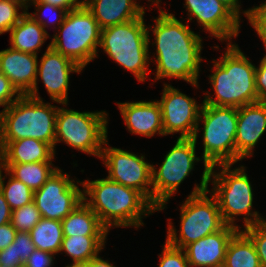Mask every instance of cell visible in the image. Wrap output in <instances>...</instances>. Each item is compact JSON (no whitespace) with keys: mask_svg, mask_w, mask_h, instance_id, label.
Wrapping results in <instances>:
<instances>
[{"mask_svg":"<svg viewBox=\"0 0 266 267\" xmlns=\"http://www.w3.org/2000/svg\"><path fill=\"white\" fill-rule=\"evenodd\" d=\"M52 162L28 164H1L14 178L23 182L33 192L39 190L47 179L58 169L51 167Z\"/></svg>","mask_w":266,"mask_h":267,"instance_id":"obj_27","label":"cell"},{"mask_svg":"<svg viewBox=\"0 0 266 267\" xmlns=\"http://www.w3.org/2000/svg\"><path fill=\"white\" fill-rule=\"evenodd\" d=\"M24 7L13 0H0V34L10 31L25 14L19 13V9Z\"/></svg>","mask_w":266,"mask_h":267,"instance_id":"obj_31","label":"cell"},{"mask_svg":"<svg viewBox=\"0 0 266 267\" xmlns=\"http://www.w3.org/2000/svg\"><path fill=\"white\" fill-rule=\"evenodd\" d=\"M24 263L15 252V244L12 242L5 249L0 250V267H23Z\"/></svg>","mask_w":266,"mask_h":267,"instance_id":"obj_39","label":"cell"},{"mask_svg":"<svg viewBox=\"0 0 266 267\" xmlns=\"http://www.w3.org/2000/svg\"><path fill=\"white\" fill-rule=\"evenodd\" d=\"M13 1H16L18 2L20 5H22L26 10H28V6L27 4H30L29 1H32V0H13Z\"/></svg>","mask_w":266,"mask_h":267,"instance_id":"obj_46","label":"cell"},{"mask_svg":"<svg viewBox=\"0 0 266 267\" xmlns=\"http://www.w3.org/2000/svg\"><path fill=\"white\" fill-rule=\"evenodd\" d=\"M38 250L58 254L63 240L61 221L41 218L29 232Z\"/></svg>","mask_w":266,"mask_h":267,"instance_id":"obj_28","label":"cell"},{"mask_svg":"<svg viewBox=\"0 0 266 267\" xmlns=\"http://www.w3.org/2000/svg\"><path fill=\"white\" fill-rule=\"evenodd\" d=\"M161 101L164 135L181 132L179 138L198 137L199 114L202 108L196 101L171 85H164Z\"/></svg>","mask_w":266,"mask_h":267,"instance_id":"obj_14","label":"cell"},{"mask_svg":"<svg viewBox=\"0 0 266 267\" xmlns=\"http://www.w3.org/2000/svg\"><path fill=\"white\" fill-rule=\"evenodd\" d=\"M214 73L209 76L215 100L205 94L203 104L239 108L258 102L255 88L256 67L246 58L238 45L228 43L219 61H213ZM207 95V96H206Z\"/></svg>","mask_w":266,"mask_h":267,"instance_id":"obj_3","label":"cell"},{"mask_svg":"<svg viewBox=\"0 0 266 267\" xmlns=\"http://www.w3.org/2000/svg\"><path fill=\"white\" fill-rule=\"evenodd\" d=\"M203 117V118H202ZM204 122V167L235 163L237 108L202 104L198 121Z\"/></svg>","mask_w":266,"mask_h":267,"instance_id":"obj_9","label":"cell"},{"mask_svg":"<svg viewBox=\"0 0 266 267\" xmlns=\"http://www.w3.org/2000/svg\"><path fill=\"white\" fill-rule=\"evenodd\" d=\"M210 167H204L200 186L196 185L193 192L181 206L180 234L169 223L166 241L177 248L184 249L190 243L222 230L227 224L223 221L216 198L207 197ZM179 238V239H178Z\"/></svg>","mask_w":266,"mask_h":267,"instance_id":"obj_5","label":"cell"},{"mask_svg":"<svg viewBox=\"0 0 266 267\" xmlns=\"http://www.w3.org/2000/svg\"><path fill=\"white\" fill-rule=\"evenodd\" d=\"M101 112H78L58 108L55 128V145L60 141L78 151L100 158L102 145L107 143V116Z\"/></svg>","mask_w":266,"mask_h":267,"instance_id":"obj_10","label":"cell"},{"mask_svg":"<svg viewBox=\"0 0 266 267\" xmlns=\"http://www.w3.org/2000/svg\"><path fill=\"white\" fill-rule=\"evenodd\" d=\"M41 218L40 212L33 201L23 207L12 210L10 223L17 232H30Z\"/></svg>","mask_w":266,"mask_h":267,"instance_id":"obj_30","label":"cell"},{"mask_svg":"<svg viewBox=\"0 0 266 267\" xmlns=\"http://www.w3.org/2000/svg\"><path fill=\"white\" fill-rule=\"evenodd\" d=\"M148 1H152V0H148ZM152 2H155V4H159L160 0H153Z\"/></svg>","mask_w":266,"mask_h":267,"instance_id":"obj_49","label":"cell"},{"mask_svg":"<svg viewBox=\"0 0 266 267\" xmlns=\"http://www.w3.org/2000/svg\"><path fill=\"white\" fill-rule=\"evenodd\" d=\"M244 14L257 31L266 49V2L260 6L244 11Z\"/></svg>","mask_w":266,"mask_h":267,"instance_id":"obj_34","label":"cell"},{"mask_svg":"<svg viewBox=\"0 0 266 267\" xmlns=\"http://www.w3.org/2000/svg\"><path fill=\"white\" fill-rule=\"evenodd\" d=\"M223 267H261L254 243L243 230L231 238Z\"/></svg>","mask_w":266,"mask_h":267,"instance_id":"obj_25","label":"cell"},{"mask_svg":"<svg viewBox=\"0 0 266 267\" xmlns=\"http://www.w3.org/2000/svg\"><path fill=\"white\" fill-rule=\"evenodd\" d=\"M2 170L10 176L7 185L4 184ZM0 190L3 192L11 210L23 207L33 202L34 192L20 180L14 178L6 169L0 167Z\"/></svg>","mask_w":266,"mask_h":267,"instance_id":"obj_29","label":"cell"},{"mask_svg":"<svg viewBox=\"0 0 266 267\" xmlns=\"http://www.w3.org/2000/svg\"><path fill=\"white\" fill-rule=\"evenodd\" d=\"M85 7L101 30L139 18L145 12L134 0H89Z\"/></svg>","mask_w":266,"mask_h":267,"instance_id":"obj_21","label":"cell"},{"mask_svg":"<svg viewBox=\"0 0 266 267\" xmlns=\"http://www.w3.org/2000/svg\"><path fill=\"white\" fill-rule=\"evenodd\" d=\"M13 243L15 244L16 255L23 263L36 249L29 232H17Z\"/></svg>","mask_w":266,"mask_h":267,"instance_id":"obj_35","label":"cell"},{"mask_svg":"<svg viewBox=\"0 0 266 267\" xmlns=\"http://www.w3.org/2000/svg\"><path fill=\"white\" fill-rule=\"evenodd\" d=\"M54 148L45 142L24 138L10 141L1 150V164H28L35 162H52Z\"/></svg>","mask_w":266,"mask_h":267,"instance_id":"obj_23","label":"cell"},{"mask_svg":"<svg viewBox=\"0 0 266 267\" xmlns=\"http://www.w3.org/2000/svg\"><path fill=\"white\" fill-rule=\"evenodd\" d=\"M88 267H115L110 264L108 261L103 260L101 257L96 256L90 259L88 262Z\"/></svg>","mask_w":266,"mask_h":267,"instance_id":"obj_44","label":"cell"},{"mask_svg":"<svg viewBox=\"0 0 266 267\" xmlns=\"http://www.w3.org/2000/svg\"><path fill=\"white\" fill-rule=\"evenodd\" d=\"M47 21L33 16L27 11L20 18L19 22L10 30L11 48L37 55L38 49L42 46L49 34L45 30Z\"/></svg>","mask_w":266,"mask_h":267,"instance_id":"obj_22","label":"cell"},{"mask_svg":"<svg viewBox=\"0 0 266 267\" xmlns=\"http://www.w3.org/2000/svg\"><path fill=\"white\" fill-rule=\"evenodd\" d=\"M159 256H161L159 267H190L185 251L170 245L167 241Z\"/></svg>","mask_w":266,"mask_h":267,"instance_id":"obj_33","label":"cell"},{"mask_svg":"<svg viewBox=\"0 0 266 267\" xmlns=\"http://www.w3.org/2000/svg\"><path fill=\"white\" fill-rule=\"evenodd\" d=\"M216 166L222 168L219 173H214L213 171ZM231 166L232 164L215 165L211 167L209 173V182L211 176L214 177L212 195L218 202L223 221L227 225L236 226L237 228L239 227L234 224V216L238 215H244L245 227L265 222L258 212L251 213L253 191L244 166L233 170L230 169Z\"/></svg>","mask_w":266,"mask_h":267,"instance_id":"obj_7","label":"cell"},{"mask_svg":"<svg viewBox=\"0 0 266 267\" xmlns=\"http://www.w3.org/2000/svg\"><path fill=\"white\" fill-rule=\"evenodd\" d=\"M159 11L153 27L157 54L155 80L174 77L197 87L202 39L173 14Z\"/></svg>","mask_w":266,"mask_h":267,"instance_id":"obj_1","label":"cell"},{"mask_svg":"<svg viewBox=\"0 0 266 267\" xmlns=\"http://www.w3.org/2000/svg\"><path fill=\"white\" fill-rule=\"evenodd\" d=\"M0 167H1V147H0Z\"/></svg>","mask_w":266,"mask_h":267,"instance_id":"obj_50","label":"cell"},{"mask_svg":"<svg viewBox=\"0 0 266 267\" xmlns=\"http://www.w3.org/2000/svg\"><path fill=\"white\" fill-rule=\"evenodd\" d=\"M12 210L7 203L3 192L0 190V226L10 223Z\"/></svg>","mask_w":266,"mask_h":267,"instance_id":"obj_42","label":"cell"},{"mask_svg":"<svg viewBox=\"0 0 266 267\" xmlns=\"http://www.w3.org/2000/svg\"><path fill=\"white\" fill-rule=\"evenodd\" d=\"M61 34H55L50 47L70 58L82 69L97 57L101 28L92 13L85 6L67 12Z\"/></svg>","mask_w":266,"mask_h":267,"instance_id":"obj_8","label":"cell"},{"mask_svg":"<svg viewBox=\"0 0 266 267\" xmlns=\"http://www.w3.org/2000/svg\"><path fill=\"white\" fill-rule=\"evenodd\" d=\"M64 236H107L108 230L84 201L62 221Z\"/></svg>","mask_w":266,"mask_h":267,"instance_id":"obj_24","label":"cell"},{"mask_svg":"<svg viewBox=\"0 0 266 267\" xmlns=\"http://www.w3.org/2000/svg\"><path fill=\"white\" fill-rule=\"evenodd\" d=\"M16 233L11 223L0 226V250L5 249L14 241Z\"/></svg>","mask_w":266,"mask_h":267,"instance_id":"obj_41","label":"cell"},{"mask_svg":"<svg viewBox=\"0 0 266 267\" xmlns=\"http://www.w3.org/2000/svg\"><path fill=\"white\" fill-rule=\"evenodd\" d=\"M188 15L210 32L212 36L222 40H230L238 36L240 19L219 0H185Z\"/></svg>","mask_w":266,"mask_h":267,"instance_id":"obj_15","label":"cell"},{"mask_svg":"<svg viewBox=\"0 0 266 267\" xmlns=\"http://www.w3.org/2000/svg\"><path fill=\"white\" fill-rule=\"evenodd\" d=\"M58 108L28 95L20 96L0 112L1 150L10 142L33 138L55 148Z\"/></svg>","mask_w":266,"mask_h":267,"instance_id":"obj_4","label":"cell"},{"mask_svg":"<svg viewBox=\"0 0 266 267\" xmlns=\"http://www.w3.org/2000/svg\"><path fill=\"white\" fill-rule=\"evenodd\" d=\"M243 231L254 243L261 267H266V221L245 227Z\"/></svg>","mask_w":266,"mask_h":267,"instance_id":"obj_32","label":"cell"},{"mask_svg":"<svg viewBox=\"0 0 266 267\" xmlns=\"http://www.w3.org/2000/svg\"><path fill=\"white\" fill-rule=\"evenodd\" d=\"M196 143L194 138H178L159 170L152 165V205L157 210L165 208V203L193 170L194 163L201 160L195 155Z\"/></svg>","mask_w":266,"mask_h":267,"instance_id":"obj_11","label":"cell"},{"mask_svg":"<svg viewBox=\"0 0 266 267\" xmlns=\"http://www.w3.org/2000/svg\"><path fill=\"white\" fill-rule=\"evenodd\" d=\"M81 70L77 63L56 52L49 44L37 68V78L41 77L53 101L67 105L69 74L81 73Z\"/></svg>","mask_w":266,"mask_h":267,"instance_id":"obj_16","label":"cell"},{"mask_svg":"<svg viewBox=\"0 0 266 267\" xmlns=\"http://www.w3.org/2000/svg\"><path fill=\"white\" fill-rule=\"evenodd\" d=\"M128 130L133 134L152 137L164 135L161 107L158 101L117 103Z\"/></svg>","mask_w":266,"mask_h":267,"instance_id":"obj_20","label":"cell"},{"mask_svg":"<svg viewBox=\"0 0 266 267\" xmlns=\"http://www.w3.org/2000/svg\"><path fill=\"white\" fill-rule=\"evenodd\" d=\"M77 6H86L89 0H83V1H78V0H72Z\"/></svg>","mask_w":266,"mask_h":267,"instance_id":"obj_47","label":"cell"},{"mask_svg":"<svg viewBox=\"0 0 266 267\" xmlns=\"http://www.w3.org/2000/svg\"><path fill=\"white\" fill-rule=\"evenodd\" d=\"M67 267H88L87 263H77V264H73L72 265H68Z\"/></svg>","mask_w":266,"mask_h":267,"instance_id":"obj_48","label":"cell"},{"mask_svg":"<svg viewBox=\"0 0 266 267\" xmlns=\"http://www.w3.org/2000/svg\"><path fill=\"white\" fill-rule=\"evenodd\" d=\"M106 236H64L60 252L69 254L73 264L87 263L98 256L105 245Z\"/></svg>","mask_w":266,"mask_h":267,"instance_id":"obj_26","label":"cell"},{"mask_svg":"<svg viewBox=\"0 0 266 267\" xmlns=\"http://www.w3.org/2000/svg\"><path fill=\"white\" fill-rule=\"evenodd\" d=\"M37 55L7 48L0 51V72L22 95L40 99L37 89Z\"/></svg>","mask_w":266,"mask_h":267,"instance_id":"obj_17","label":"cell"},{"mask_svg":"<svg viewBox=\"0 0 266 267\" xmlns=\"http://www.w3.org/2000/svg\"><path fill=\"white\" fill-rule=\"evenodd\" d=\"M144 14L134 20L101 30L100 47L120 66L131 71L139 82L146 79L149 58V30Z\"/></svg>","mask_w":266,"mask_h":267,"instance_id":"obj_6","label":"cell"},{"mask_svg":"<svg viewBox=\"0 0 266 267\" xmlns=\"http://www.w3.org/2000/svg\"><path fill=\"white\" fill-rule=\"evenodd\" d=\"M255 88L258 102L266 103V55L262 58L259 67H256Z\"/></svg>","mask_w":266,"mask_h":267,"instance_id":"obj_38","label":"cell"},{"mask_svg":"<svg viewBox=\"0 0 266 267\" xmlns=\"http://www.w3.org/2000/svg\"><path fill=\"white\" fill-rule=\"evenodd\" d=\"M80 184L84 188V203L98 216L100 223L108 231L112 226L139 227L143 225L141 215L158 211L139 191L107 177ZM86 195L90 198L87 199Z\"/></svg>","mask_w":266,"mask_h":267,"instance_id":"obj_2","label":"cell"},{"mask_svg":"<svg viewBox=\"0 0 266 267\" xmlns=\"http://www.w3.org/2000/svg\"><path fill=\"white\" fill-rule=\"evenodd\" d=\"M225 6H227L238 18H240V5L238 0H219Z\"/></svg>","mask_w":266,"mask_h":267,"instance_id":"obj_45","label":"cell"},{"mask_svg":"<svg viewBox=\"0 0 266 267\" xmlns=\"http://www.w3.org/2000/svg\"><path fill=\"white\" fill-rule=\"evenodd\" d=\"M100 158L108 169V179L139 191L152 204V165L144 156L120 148H102Z\"/></svg>","mask_w":266,"mask_h":267,"instance_id":"obj_13","label":"cell"},{"mask_svg":"<svg viewBox=\"0 0 266 267\" xmlns=\"http://www.w3.org/2000/svg\"><path fill=\"white\" fill-rule=\"evenodd\" d=\"M35 6H36V11H37V13L36 12H34V15L35 16H38V15H40V14H38V12H40V10H49V11H53V12H55V14H56V12L57 11H59V12H57V13H59L57 16H58V18H56L57 20H55V17H53L54 18V20H50V21H52L51 23H53V22H57L58 23V25H59V27L62 25V23H63V21H64V18H65V16H66V14H67V11L65 10V9H63V8H60V7H57V6H54V5H51V4H49V3H45V2H40L39 0H32L31 1ZM54 16V15H53ZM60 17V18H59ZM59 19V20H58ZM47 20H49V19H47Z\"/></svg>","mask_w":266,"mask_h":267,"instance_id":"obj_40","label":"cell"},{"mask_svg":"<svg viewBox=\"0 0 266 267\" xmlns=\"http://www.w3.org/2000/svg\"><path fill=\"white\" fill-rule=\"evenodd\" d=\"M239 228L226 225L222 230L190 243L183 250L190 267H223L226 250Z\"/></svg>","mask_w":266,"mask_h":267,"instance_id":"obj_19","label":"cell"},{"mask_svg":"<svg viewBox=\"0 0 266 267\" xmlns=\"http://www.w3.org/2000/svg\"><path fill=\"white\" fill-rule=\"evenodd\" d=\"M266 130V103L257 102L237 108L235 163L251 156Z\"/></svg>","mask_w":266,"mask_h":267,"instance_id":"obj_18","label":"cell"},{"mask_svg":"<svg viewBox=\"0 0 266 267\" xmlns=\"http://www.w3.org/2000/svg\"><path fill=\"white\" fill-rule=\"evenodd\" d=\"M57 169L37 191L33 201L42 218L62 221L83 202V191Z\"/></svg>","mask_w":266,"mask_h":267,"instance_id":"obj_12","label":"cell"},{"mask_svg":"<svg viewBox=\"0 0 266 267\" xmlns=\"http://www.w3.org/2000/svg\"><path fill=\"white\" fill-rule=\"evenodd\" d=\"M15 94H17V96L15 99H12ZM20 96L21 95L13 87L10 80L2 72H0V106H4L6 108L15 102Z\"/></svg>","mask_w":266,"mask_h":267,"instance_id":"obj_36","label":"cell"},{"mask_svg":"<svg viewBox=\"0 0 266 267\" xmlns=\"http://www.w3.org/2000/svg\"><path fill=\"white\" fill-rule=\"evenodd\" d=\"M54 253L35 249L29 258L24 262L23 267H51Z\"/></svg>","mask_w":266,"mask_h":267,"instance_id":"obj_37","label":"cell"},{"mask_svg":"<svg viewBox=\"0 0 266 267\" xmlns=\"http://www.w3.org/2000/svg\"><path fill=\"white\" fill-rule=\"evenodd\" d=\"M39 1L63 8L67 12L76 9L78 7L72 0H39Z\"/></svg>","mask_w":266,"mask_h":267,"instance_id":"obj_43","label":"cell"}]
</instances>
